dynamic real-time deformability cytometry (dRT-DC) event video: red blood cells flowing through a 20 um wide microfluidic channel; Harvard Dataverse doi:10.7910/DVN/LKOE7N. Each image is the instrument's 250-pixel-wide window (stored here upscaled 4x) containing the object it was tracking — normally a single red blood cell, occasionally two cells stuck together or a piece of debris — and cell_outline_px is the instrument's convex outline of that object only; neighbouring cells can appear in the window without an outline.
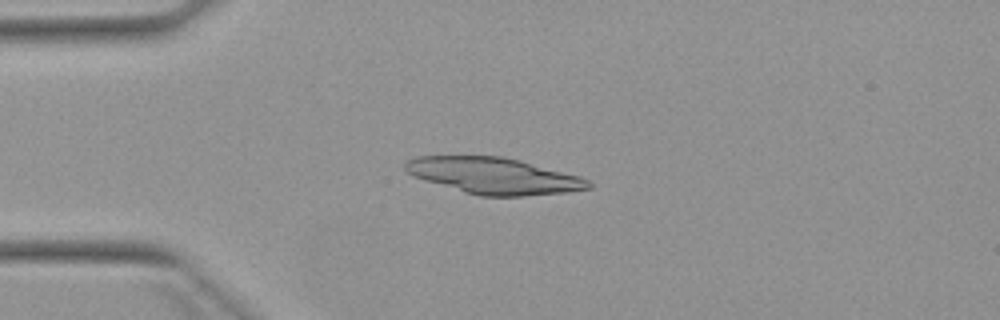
{"species": "Egyptian fruit bat (a non-hibernating species)", "species_latin": "Rousettus aegyptiacus", "temperature_condition": "warm", "stored_images_in_passage": 3, "camera_frame_rate_fps": 3000, "um_per_image_px": 0.085, "animal": {"sex": "female"}, "frame": {"image": 1, "passage_image": 3, "time_ms": 2.333, "image_size_px": [1000, 320], "cell_outline_px": [[592, 188], [568, 192], [524, 196], [480, 196], [464, 192], [424, 180], [412, 176], [404, 168], [404, 164], [408, 160], [416, 156], [500, 156], [520, 160], [580, 176], [588, 180], [592, 184]], "centroid_in_image_um": [41.98, 14.94], "position_along_channel_um": 43.0, "area_um2": 38.78}}